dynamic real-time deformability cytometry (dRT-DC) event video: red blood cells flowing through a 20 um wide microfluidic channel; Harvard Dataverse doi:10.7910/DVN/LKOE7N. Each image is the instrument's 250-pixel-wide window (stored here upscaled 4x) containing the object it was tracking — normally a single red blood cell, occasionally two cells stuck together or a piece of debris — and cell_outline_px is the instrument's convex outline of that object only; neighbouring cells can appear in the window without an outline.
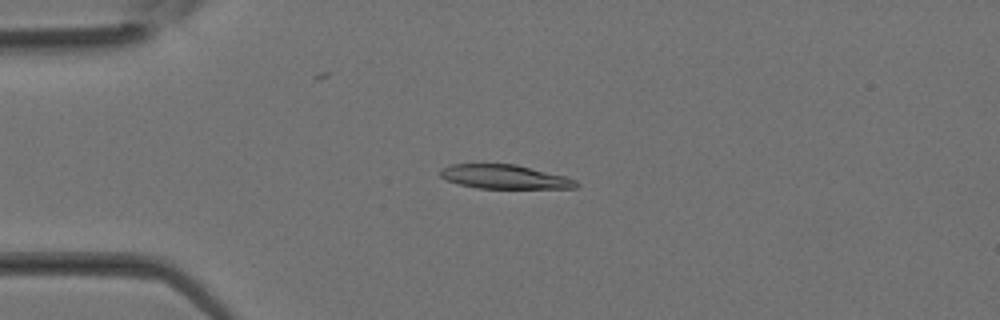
{"species": "Egyptian fruit bat (a non-hibernating species)", "species_latin": "Rousettus aegyptiacus", "temperature_condition": "room temperature", "stored_images_in_passage": 10, "camera_frame_rate_fps": 3000, "um_per_image_px": 0.085, "animal": {"sex": "female"}, "frame": {"image": 1, "passage_image": 8, "time_ms": 2.333, "image_size_px": [1000, 320], "cell_outline_px": [[580, 184], [576, 188], [476, 188], [460, 184], [448, 180], [440, 176], [440, 168], [452, 164], [516, 164], [564, 176], [576, 180]], "centroid_in_image_um": [42.89, 15.02], "position_along_channel_um": 42.1, "area_um2": 18.9}}